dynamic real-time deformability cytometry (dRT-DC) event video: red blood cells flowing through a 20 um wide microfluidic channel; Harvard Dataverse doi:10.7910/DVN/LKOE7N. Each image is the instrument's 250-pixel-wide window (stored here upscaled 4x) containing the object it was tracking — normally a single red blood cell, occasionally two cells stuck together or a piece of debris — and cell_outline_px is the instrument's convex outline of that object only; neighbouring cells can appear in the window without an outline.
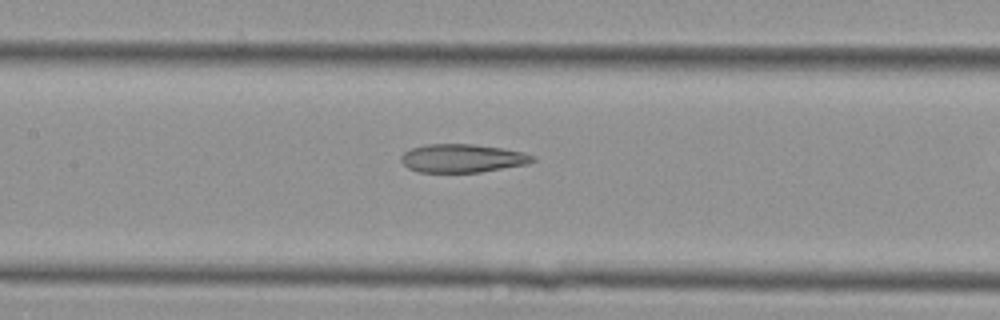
{"species": "Egyptian fruit bat (a non-hibernating species)", "species_latin": "Rousettus aegyptiacus", "temperature_condition": "cold", "stored_images_in_passage": 33, "camera_frame_rate_fps": 3000, "um_per_image_px": 0.085, "animal": {"sex": "female"}, "frame": {"image": 1, "passage_image": 18, "time_ms": 5.667, "image_size_px": [1000, 320], "cell_outline_px": [[536, 160], [528, 164], [480, 172], [420, 172], [408, 168], [400, 160], [400, 156], [404, 152], [412, 148], [428, 144], [472, 144], [500, 148], [524, 152], [536, 156]], "centroid_in_image_um": [39.32, 13.45], "position_along_channel_um": 168.1, "area_um2": 21.73}}
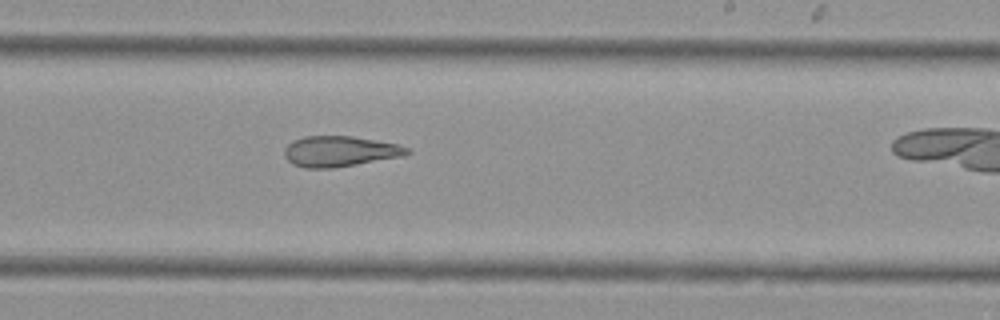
{"frame": {"image": 2, "passage_image": 24, "time_ms": 7.667, "image_size_px": [1000, 320], "cell_outline_px": [[412, 152], [400, 156], [356, 164], [332, 168], [304, 168], [292, 164], [284, 156], [284, 148], [292, 140], [304, 136], [352, 136], [400, 144], [412, 148]], "centroid_in_image_um": [28.87, 12.85], "position_along_channel_um": 260.1, "area_um2": 21.96}}
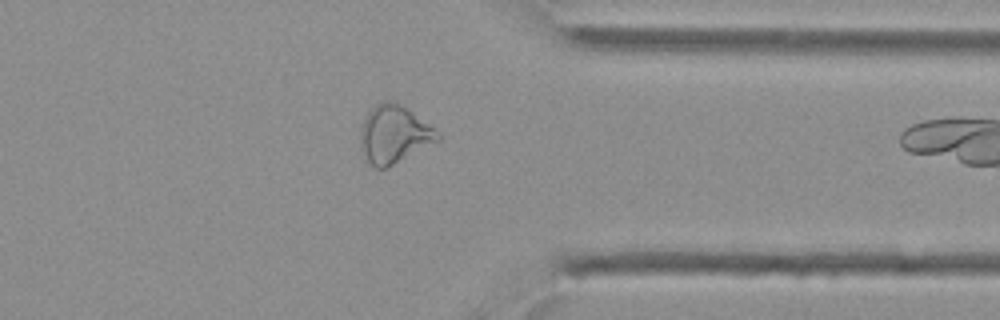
{"frame": {"image": 3, "passage_image": 32, "time_ms": 10.333, "image_size_px": [1000, 320], "cell_outline_px": [[440, 140], [384, 168], [376, 168], [368, 160], [360, 148], [360, 128], [364, 116], [380, 100], [388, 100], [400, 104], [440, 132]], "centroid_in_image_um": [33.46, 11.39], "position_along_channel_um": 377.9, "area_um2": 25.66}}